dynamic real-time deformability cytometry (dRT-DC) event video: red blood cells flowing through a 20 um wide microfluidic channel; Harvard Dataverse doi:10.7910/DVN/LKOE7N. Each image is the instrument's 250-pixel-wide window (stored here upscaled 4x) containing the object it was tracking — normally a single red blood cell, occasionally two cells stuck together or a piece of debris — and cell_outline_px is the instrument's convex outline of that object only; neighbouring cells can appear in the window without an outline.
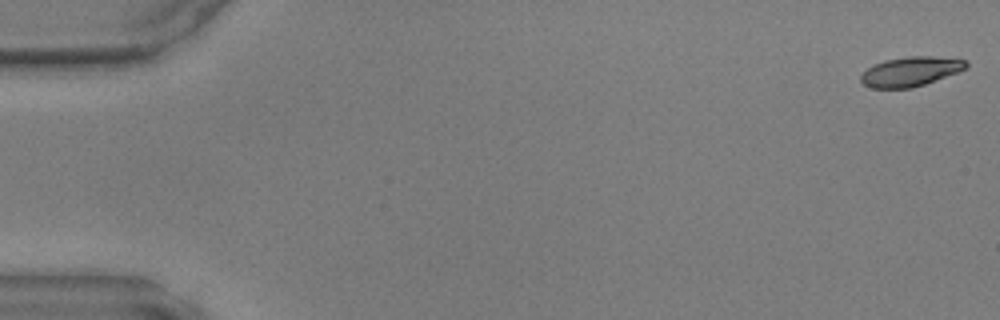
{"species": "common noctule bat (a hibernating species)", "species_latin": "Nyctalus noctula", "temperature_condition": "warm", "stored_images_in_passage": 48, "camera_frame_rate_fps": 3000, "um_per_image_px": 0.085, "animal": {"sex": "male", "body_mass_g": 17.9, "forearm_length_mm": 54.2}, "frame": {"image": 1, "passage_image": 1, "time_ms": 0.0, "image_size_px": [1000, 320], "cell_outline_px": [[968, 64], [964, 68], [956, 72], [924, 84], [912, 88], [872, 88], [864, 84], [860, 80], [860, 76], [868, 68], [884, 60], [908, 56], [932, 56], [968, 60]], "centroid_in_image_um": [77.37, 6.07], "position_along_channel_um": 7.6, "area_um2": 17.8}}
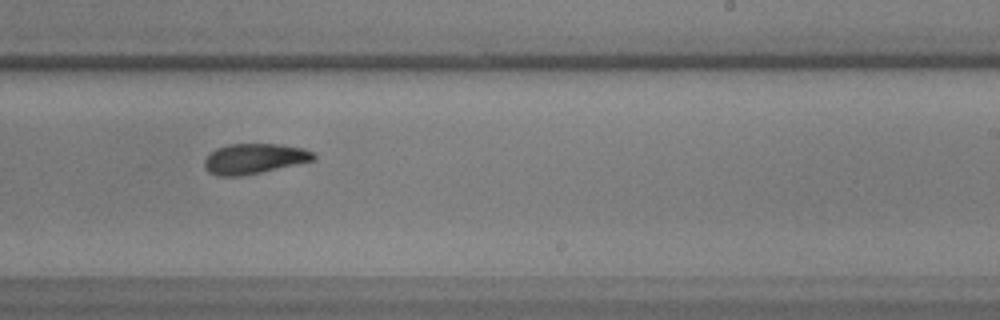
{"frame": {"image": 2, "passage_image": 30, "time_ms": 9.667, "image_size_px": [1000, 320], "cell_outline_px": [[316, 160], [260, 172], [240, 176], [216, 176], [208, 172], [204, 168], [204, 160], [216, 148], [228, 144], [276, 144], [304, 148], [312, 152], [316, 156]], "centroid_in_image_um": [21.59, 13.49], "position_along_channel_um": 267.4, "area_um2": 19.19}}
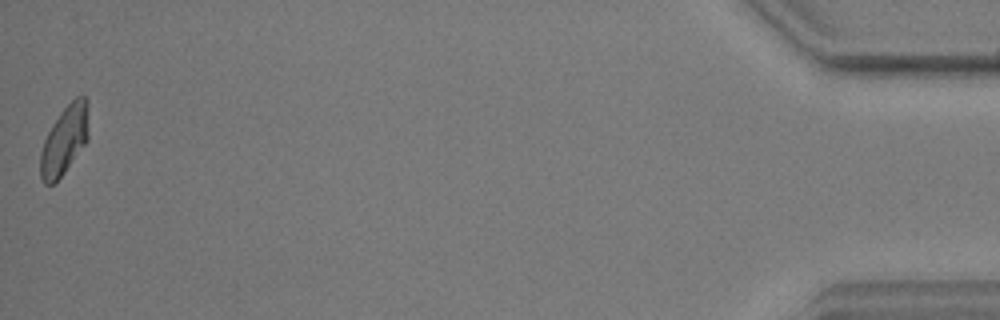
{"frame": {"image": 3, "passage_image": 48, "time_ms": 15.667, "image_size_px": [1000, 320], "cell_outline_px": [[88, 140], [64, 172], [52, 184], [44, 184], [40, 176], [40, 152], [44, 140], [52, 124], [60, 112], [76, 96], [84, 96], [88, 100]], "centroid_in_image_um": [5.48, 11.89], "position_along_channel_um": 429.7, "area_um2": 19.25}}